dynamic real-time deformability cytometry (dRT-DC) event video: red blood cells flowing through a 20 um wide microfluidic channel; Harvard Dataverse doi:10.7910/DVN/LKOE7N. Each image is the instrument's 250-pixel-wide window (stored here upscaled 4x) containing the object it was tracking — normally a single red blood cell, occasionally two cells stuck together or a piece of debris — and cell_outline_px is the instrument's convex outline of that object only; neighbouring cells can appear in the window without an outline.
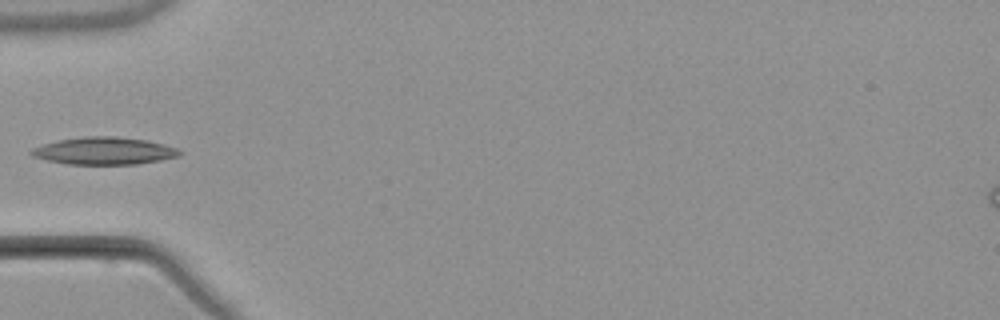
{"species": "common noctule bat (a hibernating species)", "species_latin": "Nyctalus noctula", "temperature_condition": "warm", "stored_images_in_passage": 4, "camera_frame_rate_fps": 3000, "um_per_image_px": 0.085, "animal": {"sex": "male", "body_mass_g": 21.5, "forearm_length_mm": 52.0}, "frame": {"image": 1, "passage_image": 4, "time_ms": 4.667, "image_size_px": [1000, 320], "cell_outline_px": [[184, 152], [180, 156], [160, 160], [136, 164], [68, 164], [48, 160], [32, 156], [28, 152], [32, 148], [44, 144], [60, 140], [84, 136], [116, 136], [148, 140], [164, 144], [176, 148]], "centroid_in_image_um": [8.88, 12.82], "position_along_channel_um": 76.1, "area_um2": 23.64}}